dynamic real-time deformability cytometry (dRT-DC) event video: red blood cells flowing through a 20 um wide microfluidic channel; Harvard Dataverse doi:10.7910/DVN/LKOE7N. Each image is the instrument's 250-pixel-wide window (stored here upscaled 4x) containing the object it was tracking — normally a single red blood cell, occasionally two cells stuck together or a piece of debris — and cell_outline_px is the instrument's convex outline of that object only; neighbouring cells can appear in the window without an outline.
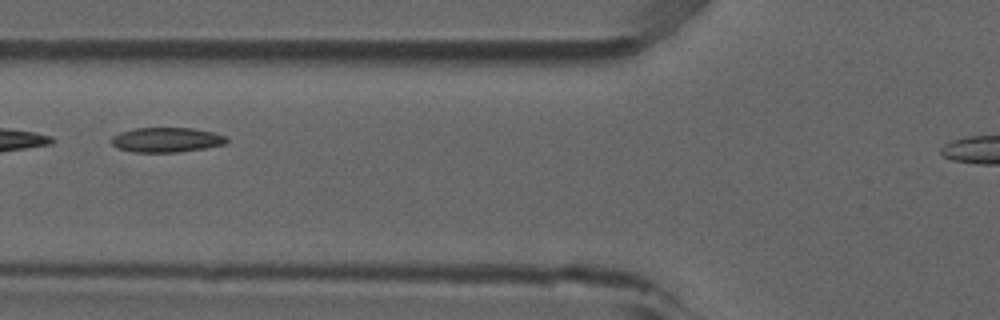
{"species": "common noctule bat (a hibernating species)", "species_latin": "Nyctalus noctula", "temperature_condition": "room temperature", "stored_images_in_passage": 7, "camera_frame_rate_fps": 3000, "um_per_image_px": 0.085, "animal": {"sex": "male", "forearm_length_mm": 52.5}, "frame": {"image": 1, "passage_image": 3, "time_ms": 0.667, "image_size_px": [1000, 320], "cell_outline_px": [[228, 144], [204, 148], [176, 152], [132, 152], [116, 148], [112, 144], [112, 136], [120, 132], [136, 128], [192, 128], [212, 132], [228, 136]], "centroid_in_image_um": [14.17, 11.89], "position_along_channel_um": 111.6, "area_um2": 16.7}}
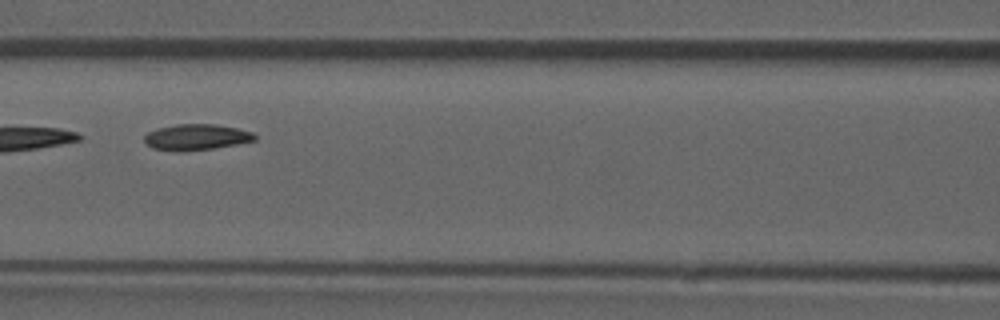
{"frame": {"image": 2, "passage_image": 4, "time_ms": 1.0, "image_size_px": [1000, 320], "cell_outline_px": [[256, 140], [236, 144], [212, 148], [180, 152], [176, 152], [152, 148], [144, 140], [144, 136], [148, 132], [156, 128], [176, 124], [216, 124], [236, 128], [252, 132], [256, 136]], "centroid_in_image_um": [16.65, 11.65], "position_along_channel_um": 149.9, "area_um2": 16.7}}